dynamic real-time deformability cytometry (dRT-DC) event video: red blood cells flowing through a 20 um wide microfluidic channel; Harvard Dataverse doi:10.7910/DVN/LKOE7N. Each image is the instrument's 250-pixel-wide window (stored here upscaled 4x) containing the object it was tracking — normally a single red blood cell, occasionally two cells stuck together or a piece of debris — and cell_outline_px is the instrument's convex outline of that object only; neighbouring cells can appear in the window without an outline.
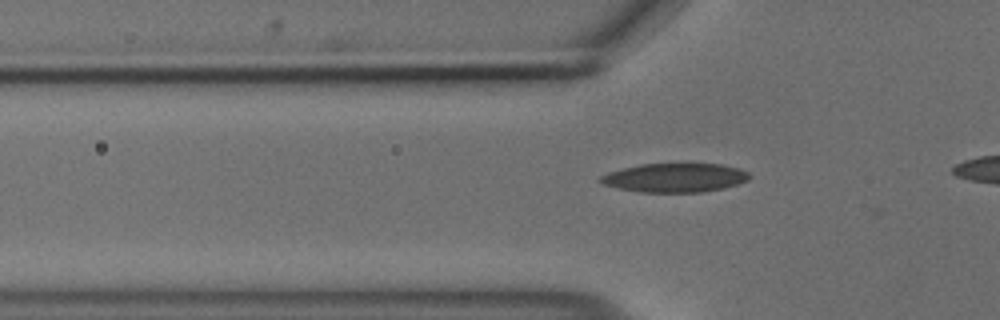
{"species": "common noctule bat (a hibernating species)", "species_latin": "Nyctalus noctula", "temperature_condition": "cold", "stored_images_in_passage": 37, "camera_frame_rate_fps": 3000, "um_per_image_px": 0.085, "animal": {"sex": "male", "body_mass_g": 18.8}, "frame": {"image": 1, "passage_image": 10, "time_ms": 3.0, "image_size_px": [1000, 320], "cell_outline_px": [[752, 176], [748, 180], [724, 188], [700, 192], [640, 192], [616, 188], [604, 184], [596, 180], [600, 176], [608, 172], [640, 164], [688, 160], [720, 164], [740, 168], [748, 172]], "centroid_in_image_um": [57.38, 15.05], "position_along_channel_um": 68.4, "area_um2": 26.3}}
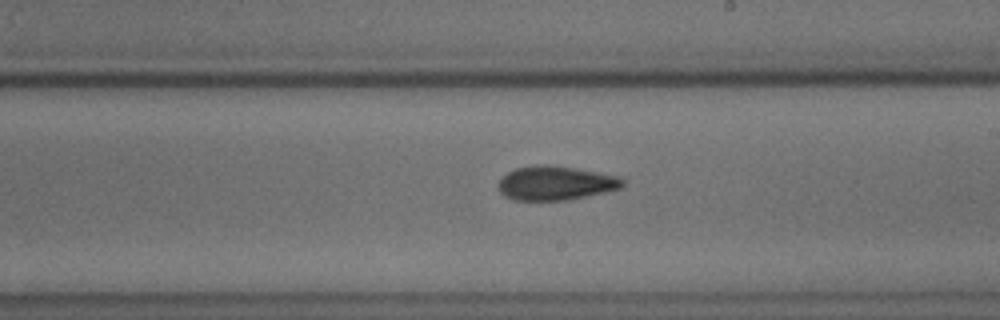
{"frame": {"image": 2, "passage_image": 24, "time_ms": 7.667, "image_size_px": [1000, 320], "cell_outline_px": [[624, 184], [620, 188], [604, 192], [568, 200], [512, 200], [504, 196], [500, 192], [500, 180], [508, 172], [516, 168], [540, 164], [548, 164], [620, 176], [624, 180]], "centroid_in_image_um": [47.23, 15.57], "position_along_channel_um": 241.8, "area_um2": 24.45}}
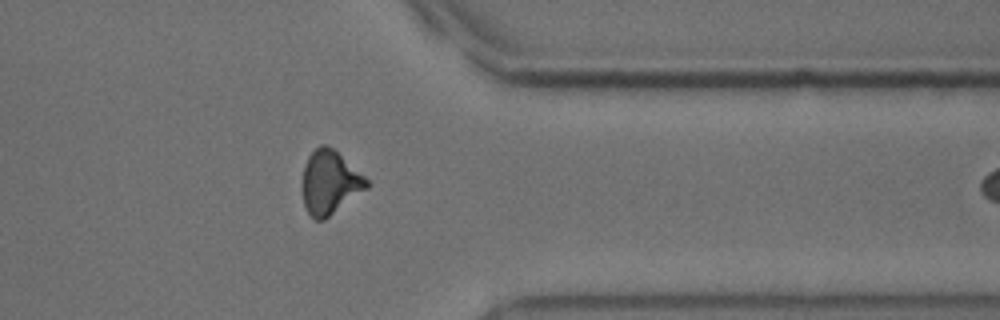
{"frame": {"image": 3, "passage_image": 36, "time_ms": 11.667, "image_size_px": [1000, 320], "cell_outline_px": [[372, 184], [368, 188], [324, 220], [316, 220], [308, 212], [304, 204], [300, 188], [300, 184], [304, 164], [308, 156], [320, 144], [328, 144], [364, 176]], "centroid_in_image_um": [28.0, 15.5], "position_along_channel_um": 383.4, "area_um2": 24.1}}